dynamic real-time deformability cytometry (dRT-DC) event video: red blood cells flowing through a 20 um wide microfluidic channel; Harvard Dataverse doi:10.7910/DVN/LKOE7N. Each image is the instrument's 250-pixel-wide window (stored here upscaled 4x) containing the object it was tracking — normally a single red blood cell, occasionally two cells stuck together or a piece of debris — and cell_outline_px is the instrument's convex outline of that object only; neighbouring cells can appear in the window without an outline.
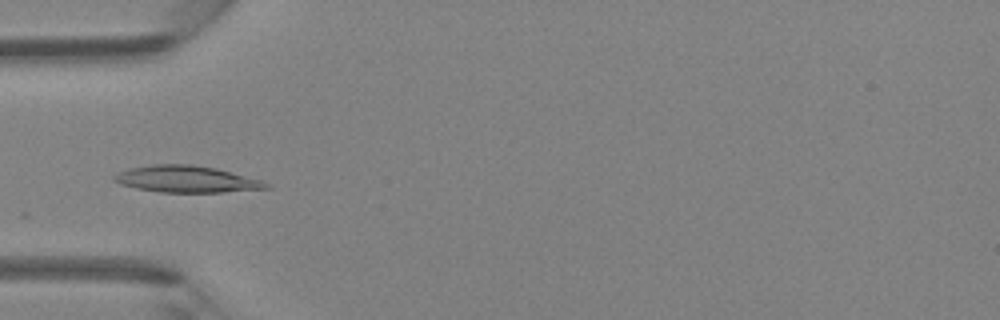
{"species": "Egyptian fruit bat (a non-hibernating species)", "species_latin": "Rousettus aegyptiacus", "temperature_condition": "room temperature", "stored_images_in_passage": 26, "camera_frame_rate_fps": 3000, "um_per_image_px": 0.085, "animal": {"sex": "female"}, "frame": {"image": 1, "passage_image": 5, "time_ms": 1.333, "image_size_px": [1000, 320], "cell_outline_px": [[272, 188], [220, 192], [160, 192], [136, 188], [120, 184], [112, 180], [112, 176], [116, 172], [128, 168], [152, 164], [192, 164], [216, 168], [260, 180], [268, 184]], "centroid_in_image_um": [15.77, 15.22], "position_along_channel_um": 69.2, "area_um2": 23.64}}
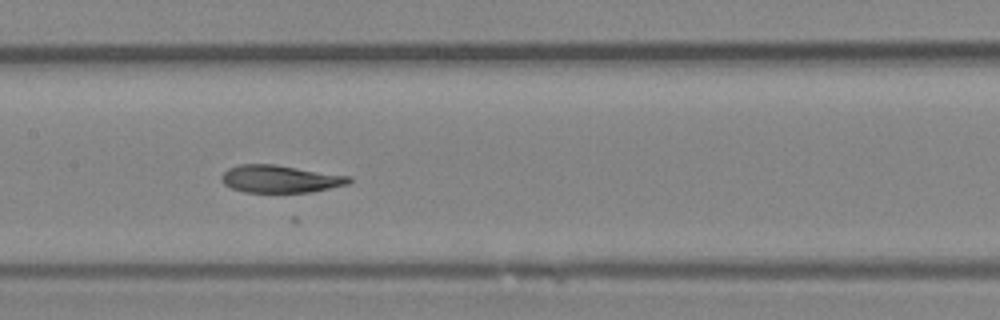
{"frame": {"image": 2, "passage_image": 13, "time_ms": 4.0, "image_size_px": [1000, 320], "cell_outline_px": [[352, 180], [348, 184], [312, 192], [244, 192], [232, 188], [224, 184], [220, 180], [220, 176], [228, 168], [240, 164], [276, 164], [352, 176]], "centroid_in_image_um": [23.82, 15.2], "position_along_channel_um": 183.6, "area_um2": 20.63}}
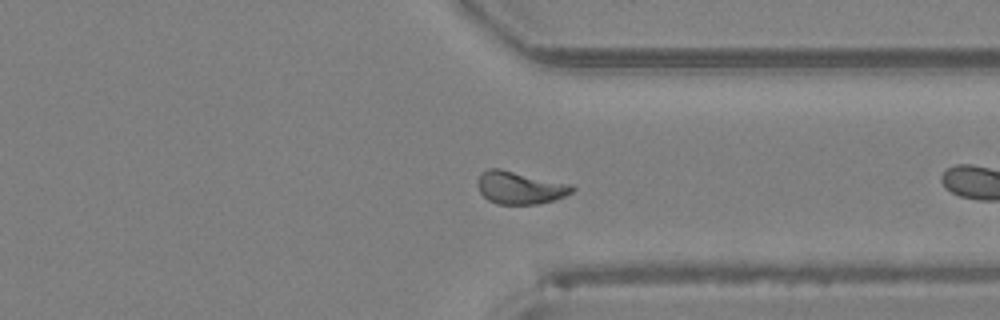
{"frame": {"image": 3, "passage_image": 23, "time_ms": 7.333, "image_size_px": [1000, 320], "cell_outline_px": [[576, 188], [572, 192], [556, 200], [536, 204], [496, 204], [488, 200], [480, 192], [480, 172], [488, 168], [500, 168], [572, 184]], "centroid_in_image_um": [44.24, 15.95], "position_along_channel_um": 367.2, "area_um2": 17.98}}